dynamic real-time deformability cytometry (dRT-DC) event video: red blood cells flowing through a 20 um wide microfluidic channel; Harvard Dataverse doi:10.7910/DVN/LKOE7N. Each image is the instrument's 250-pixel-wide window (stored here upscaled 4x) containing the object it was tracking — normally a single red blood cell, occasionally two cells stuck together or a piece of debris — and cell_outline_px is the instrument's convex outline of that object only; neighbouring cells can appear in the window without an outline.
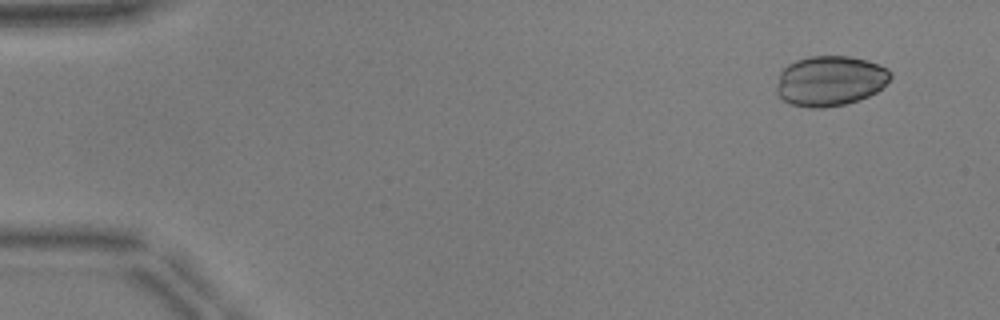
{"species": "common noctule bat (a hibernating species)", "species_latin": "Nyctalus noctula", "temperature_condition": "warm", "stored_images_in_passage": 51, "camera_frame_rate_fps": 3000, "um_per_image_px": 0.085, "animal": {"sex": "male", "body_mass_g": 17.9, "forearm_length_mm": 54.2}, "frame": {"image": 1, "passage_image": 4, "time_ms": 1.0, "image_size_px": [1000, 320], "cell_outline_px": [[892, 76], [876, 92], [868, 96], [844, 104], [824, 108], [808, 108], [788, 104], [776, 92], [776, 88], [780, 72], [788, 64], [796, 60], [808, 56], [852, 56], [868, 60], [880, 64], [888, 68], [892, 72]], "centroid_in_image_um": [70.55, 6.86], "position_along_channel_um": 14.4, "area_um2": 33.52}}
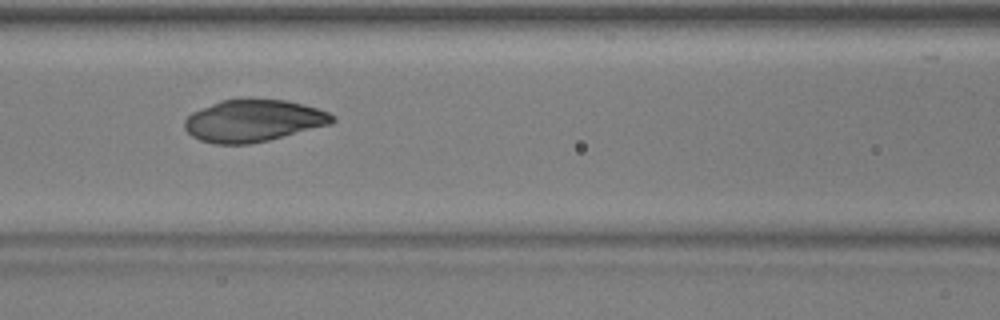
{"frame": {"image": 2, "passage_image": 23, "time_ms": 7.333, "image_size_px": [1000, 320], "cell_outline_px": [[336, 120], [332, 124], [268, 140], [248, 144], [216, 144], [200, 140], [192, 136], [184, 128], [184, 120], [192, 112], [220, 100], [244, 96], [248, 96], [284, 100], [304, 104], [328, 112], [336, 116]], "centroid_in_image_um": [21.54, 10.22], "position_along_channel_um": 145.1, "area_um2": 36.93}}
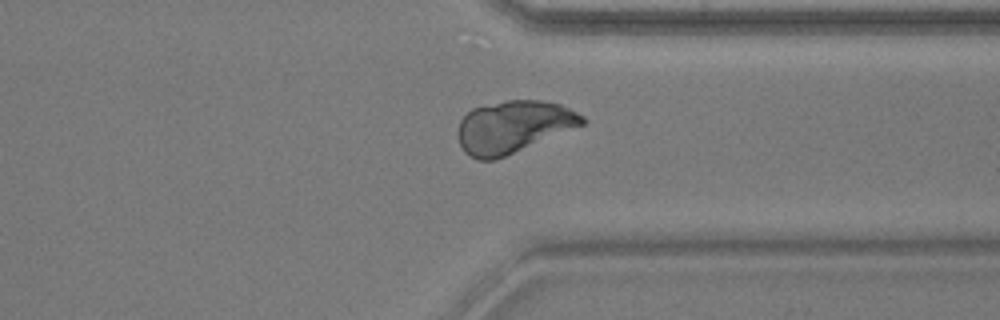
{"frame": {"image": 3, "passage_image": 40, "time_ms": 13.0, "image_size_px": [1000, 320], "cell_outline_px": [[588, 120], [584, 124], [496, 160], [480, 160], [468, 156], [464, 152], [456, 136], [456, 132], [460, 120], [472, 108], [508, 100], [540, 100], [560, 104], [584, 116]], "centroid_in_image_um": [43.6, 10.79], "position_along_channel_um": 367.8, "area_um2": 37.86}}